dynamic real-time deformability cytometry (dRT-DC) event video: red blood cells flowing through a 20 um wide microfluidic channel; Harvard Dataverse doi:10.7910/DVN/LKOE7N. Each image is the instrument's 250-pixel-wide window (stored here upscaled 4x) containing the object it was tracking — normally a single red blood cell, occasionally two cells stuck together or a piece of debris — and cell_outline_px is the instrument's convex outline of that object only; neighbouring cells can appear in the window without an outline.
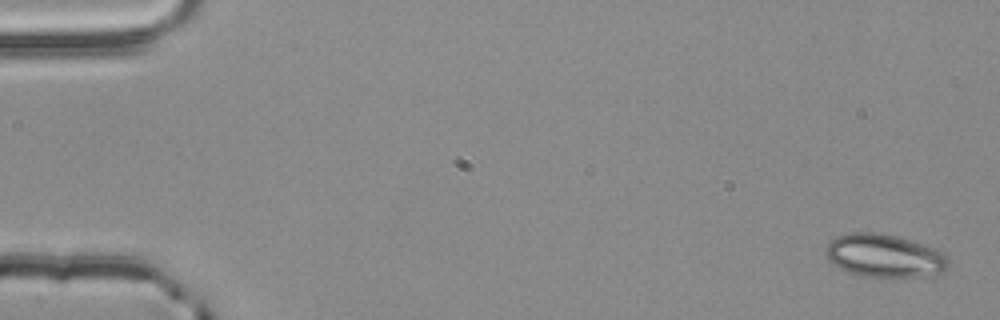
{"species": "common noctule bat (a hibernating species)", "species_latin": "Nyctalus noctula", "temperature_condition": "room temperature", "stored_images_in_passage": 3, "camera_frame_rate_fps": 3000, "um_per_image_px": 0.085, "animal": {"sex": "male", "body_mass_g": 20.4}, "frame": {"image": 1, "passage_image": 1, "time_ms": 0.0, "image_size_px": [1000, 320], "cell_outline_px": [[948, 268], [940, 276], [860, 276], [840, 268], [832, 264], [828, 260], [824, 252], [824, 248], [836, 236], [852, 232], [876, 232], [900, 236], [936, 248], [944, 252], [948, 256]], "centroid_in_image_um": [75.22, 21.73], "position_along_channel_um": 9.8, "area_um2": 31.33}}